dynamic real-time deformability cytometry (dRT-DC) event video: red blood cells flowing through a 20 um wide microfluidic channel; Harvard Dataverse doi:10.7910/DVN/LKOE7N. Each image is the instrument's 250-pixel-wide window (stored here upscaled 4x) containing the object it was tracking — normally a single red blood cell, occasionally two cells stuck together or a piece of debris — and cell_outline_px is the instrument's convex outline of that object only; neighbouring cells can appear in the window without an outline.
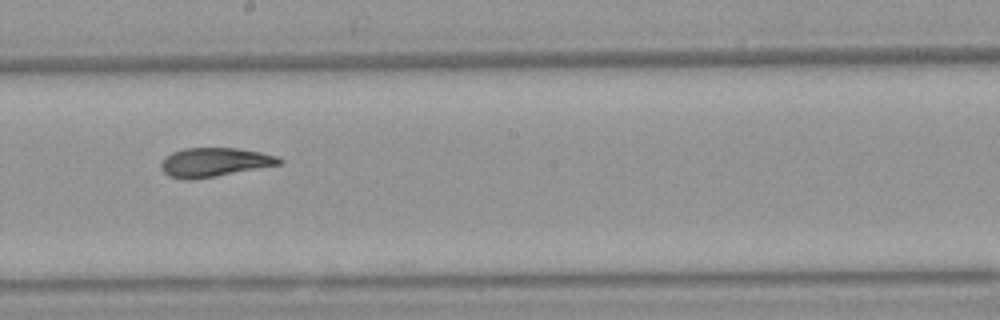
{"species": "Egyptian fruit bat (a non-hibernating species)", "species_latin": "Rousettus aegyptiacus", "temperature_condition": "warm", "stored_images_in_passage": 10, "camera_frame_rate_fps": 3000, "um_per_image_px": 0.085, "animal": {"sex": "female"}, "frame": {"image": 1, "passage_image": 9, "time_ms": 9.667, "image_size_px": [1000, 320], "cell_outline_px": [[284, 164], [216, 176], [192, 180], [184, 180], [168, 176], [160, 168], [160, 164], [172, 152], [184, 148], [236, 148], [260, 152], [276, 156], [284, 160]], "centroid_in_image_um": [18.25, 13.8], "position_along_channel_um": 230.0, "area_um2": 20.06}}
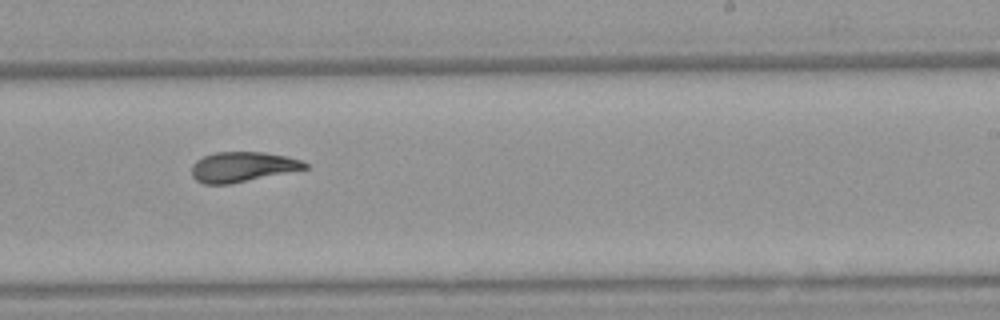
{"frame": {"image": 2, "passage_image": 10, "time_ms": 10.667, "image_size_px": [1000, 320], "cell_outline_px": [[308, 168], [232, 184], [204, 184], [196, 180], [192, 176], [192, 164], [196, 160], [204, 156], [216, 152], [264, 152], [288, 156], [300, 160], [308, 164]], "centroid_in_image_um": [20.6, 14.18], "position_along_channel_um": 268.4, "area_um2": 19.88}}